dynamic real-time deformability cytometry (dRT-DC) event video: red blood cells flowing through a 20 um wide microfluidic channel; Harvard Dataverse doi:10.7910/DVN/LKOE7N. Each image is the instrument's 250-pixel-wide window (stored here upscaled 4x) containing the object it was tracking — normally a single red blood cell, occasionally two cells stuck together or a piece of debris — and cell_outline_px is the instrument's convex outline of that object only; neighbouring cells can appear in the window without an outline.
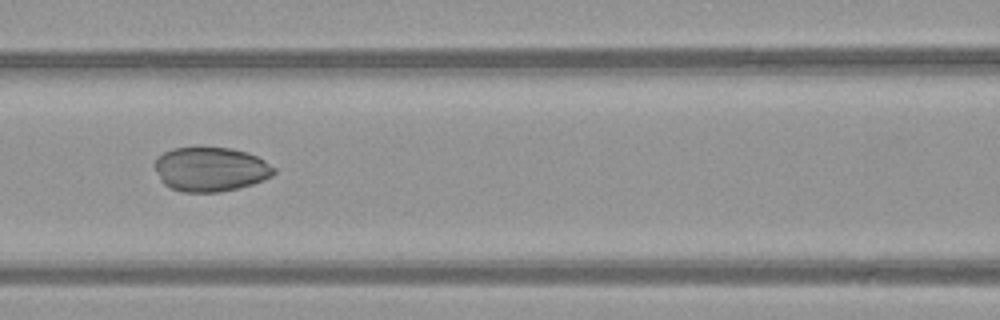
{"species": "common noctule bat (a hibernating species)", "species_latin": "Nyctalus noctula", "temperature_condition": "warm", "stored_images_in_passage": 53, "camera_frame_rate_fps": 3000, "um_per_image_px": 0.085, "animal": {"sex": "female", "body_mass_g": 21.9}, "frame": {"image": 1, "passage_image": 24, "time_ms": 7.667, "image_size_px": [1000, 320], "cell_outline_px": [[276, 172], [272, 176], [264, 180], [240, 188], [220, 192], [180, 192], [164, 184], [160, 180], [152, 164], [156, 156], [172, 148], [200, 144], [232, 148], [256, 156], [264, 160], [276, 168]], "centroid_in_image_um": [17.85, 14.34], "position_along_channel_um": 148.7, "area_um2": 31.91}}
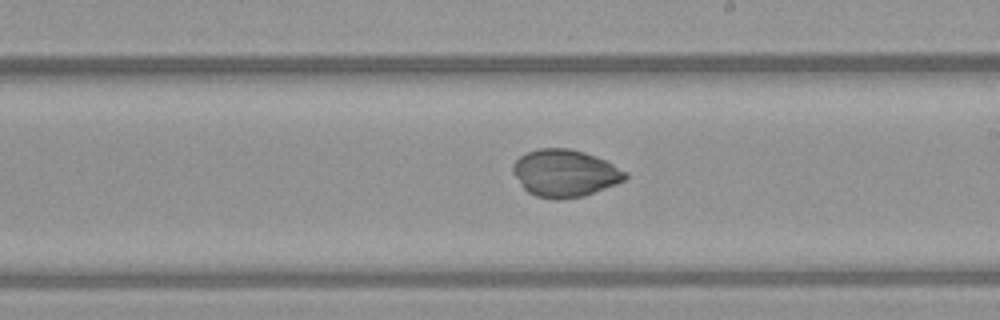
{"frame": {"image": 2, "passage_image": 31, "time_ms": 10.0, "image_size_px": [1000, 320], "cell_outline_px": [[628, 176], [624, 180], [616, 184], [584, 196], [560, 200], [556, 200], [536, 196], [528, 192], [520, 184], [512, 172], [512, 164], [520, 156], [528, 152], [540, 148], [568, 148], [584, 152], [596, 156], [628, 172]], "centroid_in_image_um": [48.01, 14.73], "position_along_channel_um": 241.0, "area_um2": 30.98}}
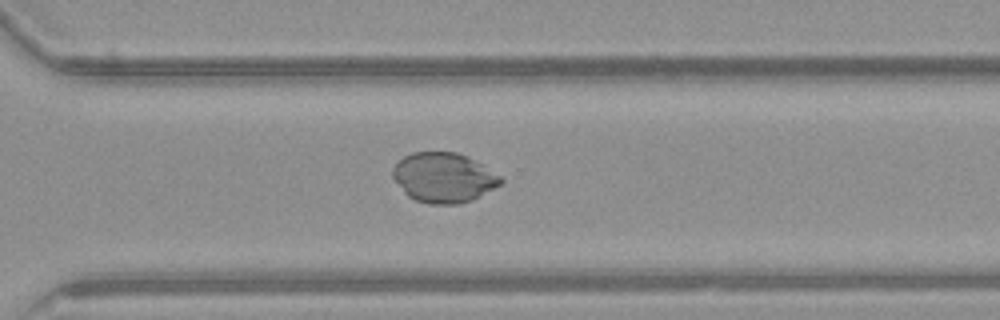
{"frame": {"image": 3, "passage_image": 38, "time_ms": 12.333, "image_size_px": [1000, 320], "cell_outline_px": [[504, 180], [500, 184], [472, 200], [460, 204], [428, 204], [416, 200], [408, 196], [404, 192], [392, 176], [392, 168], [404, 156], [412, 152], [456, 152], [480, 164], [500, 176]], "centroid_in_image_um": [37.67, 15.11], "position_along_channel_um": 332.9, "area_um2": 30.92}}